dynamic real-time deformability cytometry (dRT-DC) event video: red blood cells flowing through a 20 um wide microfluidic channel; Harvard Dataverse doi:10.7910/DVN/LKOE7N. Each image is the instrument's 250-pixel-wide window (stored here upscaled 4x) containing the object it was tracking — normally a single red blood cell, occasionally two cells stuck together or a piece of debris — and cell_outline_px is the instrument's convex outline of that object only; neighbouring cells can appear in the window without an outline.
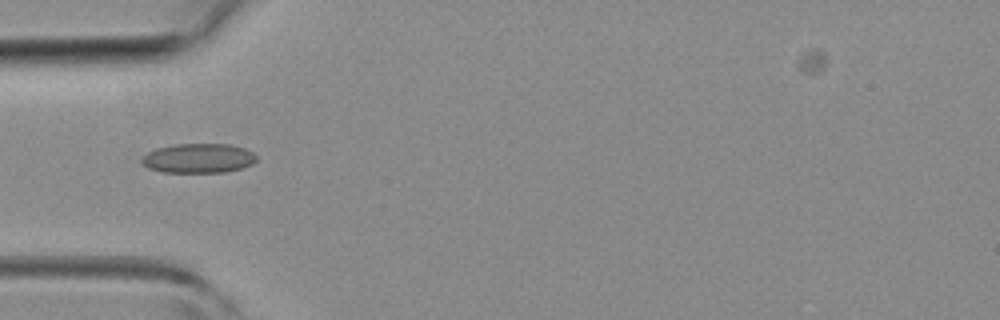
{"species": "common noctule bat (a hibernating species)", "species_latin": "Nyctalus noctula", "temperature_condition": "room temperature", "stored_images_in_passage": 1, "camera_frame_rate_fps": 3000, "um_per_image_px": 0.085, "animal": {"sex": "female", "body_mass_g": 19.3, "forearm_length_mm": 54.1}, "frame": {"image": 1, "passage_image": 1, "time_ms": 0.0, "image_size_px": [1000, 320], "cell_outline_px": [[256, 160], [252, 164], [240, 168], [224, 172], [164, 172], [148, 168], [140, 164], [140, 156], [156, 148], [176, 144], [228, 144], [244, 148], [252, 152], [256, 156]], "centroid_in_image_um": [16.8, 13.45], "position_along_channel_um": 68.2, "area_um2": 19.77}}